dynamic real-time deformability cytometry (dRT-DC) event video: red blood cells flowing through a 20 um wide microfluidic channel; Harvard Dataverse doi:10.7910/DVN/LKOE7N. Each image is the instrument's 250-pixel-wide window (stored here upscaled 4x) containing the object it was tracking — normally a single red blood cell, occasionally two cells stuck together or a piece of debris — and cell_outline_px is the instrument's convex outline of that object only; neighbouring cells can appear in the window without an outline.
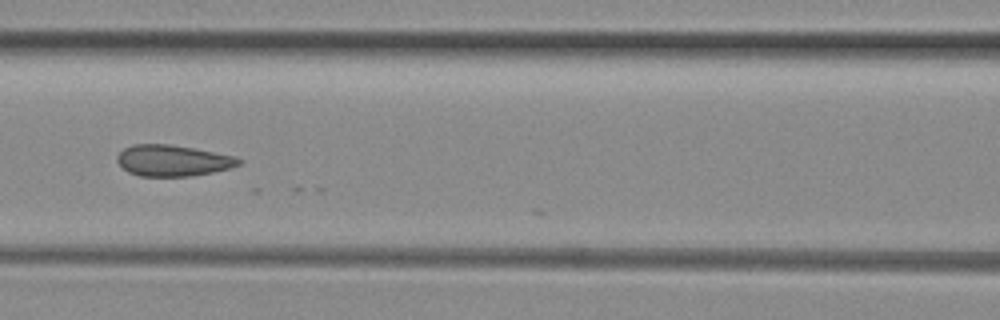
{"species": "common noctule bat (a hibernating species)", "species_latin": "Nyctalus noctula", "temperature_condition": "room temperature", "stored_images_in_passage": 6, "camera_frame_rate_fps": 3000, "um_per_image_px": 0.085, "animal": {"sex": "female", "body_mass_g": 29.2, "forearm_length_mm": 56.3}, "frame": {"image": 1, "passage_image": 6, "time_ms": 1.667, "image_size_px": [1000, 320], "cell_outline_px": [[244, 160], [240, 164], [228, 168], [212, 172], [192, 176], [140, 176], [128, 172], [116, 160], [116, 156], [124, 148], [132, 144], [168, 144], [192, 148], [236, 156]], "centroid_in_image_um": [14.68, 13.64], "position_along_channel_um": 151.9, "area_um2": 22.02}}